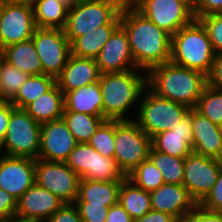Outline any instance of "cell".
<instances>
[{"instance_id": "cell-1", "label": "cell", "mask_w": 222, "mask_h": 222, "mask_svg": "<svg viewBox=\"0 0 222 222\" xmlns=\"http://www.w3.org/2000/svg\"><path fill=\"white\" fill-rule=\"evenodd\" d=\"M128 36L130 50L138 69L146 73L170 62L171 35L136 9L121 13V24Z\"/></svg>"}, {"instance_id": "cell-2", "label": "cell", "mask_w": 222, "mask_h": 222, "mask_svg": "<svg viewBox=\"0 0 222 222\" xmlns=\"http://www.w3.org/2000/svg\"><path fill=\"white\" fill-rule=\"evenodd\" d=\"M207 75L200 71L167 62L147 72V87L162 98L195 108L204 88Z\"/></svg>"}, {"instance_id": "cell-3", "label": "cell", "mask_w": 222, "mask_h": 222, "mask_svg": "<svg viewBox=\"0 0 222 222\" xmlns=\"http://www.w3.org/2000/svg\"><path fill=\"white\" fill-rule=\"evenodd\" d=\"M144 73L137 68L101 74L99 85L103 100V117L106 120H129L125 117L127 112L136 101L139 103L138 100L147 87V73Z\"/></svg>"}, {"instance_id": "cell-4", "label": "cell", "mask_w": 222, "mask_h": 222, "mask_svg": "<svg viewBox=\"0 0 222 222\" xmlns=\"http://www.w3.org/2000/svg\"><path fill=\"white\" fill-rule=\"evenodd\" d=\"M214 58L215 53L207 30L199 20L194 19L171 36L170 62L173 64L208 76Z\"/></svg>"}, {"instance_id": "cell-5", "label": "cell", "mask_w": 222, "mask_h": 222, "mask_svg": "<svg viewBox=\"0 0 222 222\" xmlns=\"http://www.w3.org/2000/svg\"><path fill=\"white\" fill-rule=\"evenodd\" d=\"M137 119L139 127L152 139L171 130L188 113L186 105L162 98L146 87L141 95Z\"/></svg>"}, {"instance_id": "cell-6", "label": "cell", "mask_w": 222, "mask_h": 222, "mask_svg": "<svg viewBox=\"0 0 222 222\" xmlns=\"http://www.w3.org/2000/svg\"><path fill=\"white\" fill-rule=\"evenodd\" d=\"M41 124L25 109L14 107L10 114L5 138L0 143V153L13 157L38 159Z\"/></svg>"}, {"instance_id": "cell-7", "label": "cell", "mask_w": 222, "mask_h": 222, "mask_svg": "<svg viewBox=\"0 0 222 222\" xmlns=\"http://www.w3.org/2000/svg\"><path fill=\"white\" fill-rule=\"evenodd\" d=\"M114 158L128 175L149 158L152 140L134 119L114 120Z\"/></svg>"}, {"instance_id": "cell-8", "label": "cell", "mask_w": 222, "mask_h": 222, "mask_svg": "<svg viewBox=\"0 0 222 222\" xmlns=\"http://www.w3.org/2000/svg\"><path fill=\"white\" fill-rule=\"evenodd\" d=\"M106 24H121V13L102 1L79 0L68 10L63 31L72 44L78 37Z\"/></svg>"}, {"instance_id": "cell-9", "label": "cell", "mask_w": 222, "mask_h": 222, "mask_svg": "<svg viewBox=\"0 0 222 222\" xmlns=\"http://www.w3.org/2000/svg\"><path fill=\"white\" fill-rule=\"evenodd\" d=\"M65 163L80 179L124 181L128 178L115 158L101 155L88 143H78Z\"/></svg>"}, {"instance_id": "cell-10", "label": "cell", "mask_w": 222, "mask_h": 222, "mask_svg": "<svg viewBox=\"0 0 222 222\" xmlns=\"http://www.w3.org/2000/svg\"><path fill=\"white\" fill-rule=\"evenodd\" d=\"M40 57L43 74L57 79L71 55V43L60 28H36L31 38Z\"/></svg>"}, {"instance_id": "cell-11", "label": "cell", "mask_w": 222, "mask_h": 222, "mask_svg": "<svg viewBox=\"0 0 222 222\" xmlns=\"http://www.w3.org/2000/svg\"><path fill=\"white\" fill-rule=\"evenodd\" d=\"M135 9L171 36L195 19L185 0H138Z\"/></svg>"}, {"instance_id": "cell-12", "label": "cell", "mask_w": 222, "mask_h": 222, "mask_svg": "<svg viewBox=\"0 0 222 222\" xmlns=\"http://www.w3.org/2000/svg\"><path fill=\"white\" fill-rule=\"evenodd\" d=\"M80 177L65 163L35 160V183L64 203H74L78 195Z\"/></svg>"}, {"instance_id": "cell-13", "label": "cell", "mask_w": 222, "mask_h": 222, "mask_svg": "<svg viewBox=\"0 0 222 222\" xmlns=\"http://www.w3.org/2000/svg\"><path fill=\"white\" fill-rule=\"evenodd\" d=\"M222 161L194 152L185 157L183 186L199 204L217 181Z\"/></svg>"}, {"instance_id": "cell-14", "label": "cell", "mask_w": 222, "mask_h": 222, "mask_svg": "<svg viewBox=\"0 0 222 222\" xmlns=\"http://www.w3.org/2000/svg\"><path fill=\"white\" fill-rule=\"evenodd\" d=\"M36 28L32 5L7 0L0 19V51L31 39Z\"/></svg>"}, {"instance_id": "cell-15", "label": "cell", "mask_w": 222, "mask_h": 222, "mask_svg": "<svg viewBox=\"0 0 222 222\" xmlns=\"http://www.w3.org/2000/svg\"><path fill=\"white\" fill-rule=\"evenodd\" d=\"M77 144L63 118L42 123L38 159L65 162Z\"/></svg>"}, {"instance_id": "cell-16", "label": "cell", "mask_w": 222, "mask_h": 222, "mask_svg": "<svg viewBox=\"0 0 222 222\" xmlns=\"http://www.w3.org/2000/svg\"><path fill=\"white\" fill-rule=\"evenodd\" d=\"M35 183V159L0 155V188L17 200Z\"/></svg>"}, {"instance_id": "cell-17", "label": "cell", "mask_w": 222, "mask_h": 222, "mask_svg": "<svg viewBox=\"0 0 222 222\" xmlns=\"http://www.w3.org/2000/svg\"><path fill=\"white\" fill-rule=\"evenodd\" d=\"M64 202L34 183L18 200L15 217L26 222H46Z\"/></svg>"}, {"instance_id": "cell-18", "label": "cell", "mask_w": 222, "mask_h": 222, "mask_svg": "<svg viewBox=\"0 0 222 222\" xmlns=\"http://www.w3.org/2000/svg\"><path fill=\"white\" fill-rule=\"evenodd\" d=\"M95 60L101 74L137 69L128 36L121 25L111 34Z\"/></svg>"}, {"instance_id": "cell-19", "label": "cell", "mask_w": 222, "mask_h": 222, "mask_svg": "<svg viewBox=\"0 0 222 222\" xmlns=\"http://www.w3.org/2000/svg\"><path fill=\"white\" fill-rule=\"evenodd\" d=\"M152 147L164 154L185 158L193 152L192 109L171 130L163 131L152 139Z\"/></svg>"}, {"instance_id": "cell-20", "label": "cell", "mask_w": 222, "mask_h": 222, "mask_svg": "<svg viewBox=\"0 0 222 222\" xmlns=\"http://www.w3.org/2000/svg\"><path fill=\"white\" fill-rule=\"evenodd\" d=\"M153 210L175 217L179 222L198 204L190 196L183 184H163L150 192Z\"/></svg>"}, {"instance_id": "cell-21", "label": "cell", "mask_w": 222, "mask_h": 222, "mask_svg": "<svg viewBox=\"0 0 222 222\" xmlns=\"http://www.w3.org/2000/svg\"><path fill=\"white\" fill-rule=\"evenodd\" d=\"M100 76L96 60L71 54L56 82L65 95L77 88L99 82Z\"/></svg>"}, {"instance_id": "cell-22", "label": "cell", "mask_w": 222, "mask_h": 222, "mask_svg": "<svg viewBox=\"0 0 222 222\" xmlns=\"http://www.w3.org/2000/svg\"><path fill=\"white\" fill-rule=\"evenodd\" d=\"M193 152L222 160V127L192 108Z\"/></svg>"}, {"instance_id": "cell-23", "label": "cell", "mask_w": 222, "mask_h": 222, "mask_svg": "<svg viewBox=\"0 0 222 222\" xmlns=\"http://www.w3.org/2000/svg\"><path fill=\"white\" fill-rule=\"evenodd\" d=\"M122 181H95L80 179L75 202H88V206L111 207L118 203Z\"/></svg>"}, {"instance_id": "cell-24", "label": "cell", "mask_w": 222, "mask_h": 222, "mask_svg": "<svg viewBox=\"0 0 222 222\" xmlns=\"http://www.w3.org/2000/svg\"><path fill=\"white\" fill-rule=\"evenodd\" d=\"M64 104V111L103 117V100L99 82L67 92L64 95Z\"/></svg>"}, {"instance_id": "cell-25", "label": "cell", "mask_w": 222, "mask_h": 222, "mask_svg": "<svg viewBox=\"0 0 222 222\" xmlns=\"http://www.w3.org/2000/svg\"><path fill=\"white\" fill-rule=\"evenodd\" d=\"M64 109V93L57 82L25 108L27 113L40 124L61 119Z\"/></svg>"}, {"instance_id": "cell-26", "label": "cell", "mask_w": 222, "mask_h": 222, "mask_svg": "<svg viewBox=\"0 0 222 222\" xmlns=\"http://www.w3.org/2000/svg\"><path fill=\"white\" fill-rule=\"evenodd\" d=\"M0 56L29 76L43 74L40 57L32 39L7 46L0 51Z\"/></svg>"}, {"instance_id": "cell-27", "label": "cell", "mask_w": 222, "mask_h": 222, "mask_svg": "<svg viewBox=\"0 0 222 222\" xmlns=\"http://www.w3.org/2000/svg\"><path fill=\"white\" fill-rule=\"evenodd\" d=\"M119 25L120 24H106L98 26L92 29L91 32L78 37L71 44V54L95 60L100 50Z\"/></svg>"}, {"instance_id": "cell-28", "label": "cell", "mask_w": 222, "mask_h": 222, "mask_svg": "<svg viewBox=\"0 0 222 222\" xmlns=\"http://www.w3.org/2000/svg\"><path fill=\"white\" fill-rule=\"evenodd\" d=\"M118 202L133 220L152 210L150 192L137 187L128 178L121 183Z\"/></svg>"}, {"instance_id": "cell-29", "label": "cell", "mask_w": 222, "mask_h": 222, "mask_svg": "<svg viewBox=\"0 0 222 222\" xmlns=\"http://www.w3.org/2000/svg\"><path fill=\"white\" fill-rule=\"evenodd\" d=\"M32 7L36 27L64 28L69 10L65 5L57 0H36Z\"/></svg>"}, {"instance_id": "cell-30", "label": "cell", "mask_w": 222, "mask_h": 222, "mask_svg": "<svg viewBox=\"0 0 222 222\" xmlns=\"http://www.w3.org/2000/svg\"><path fill=\"white\" fill-rule=\"evenodd\" d=\"M55 83L56 79L49 75H30L10 103L16 108L25 109L31 102L47 92Z\"/></svg>"}, {"instance_id": "cell-31", "label": "cell", "mask_w": 222, "mask_h": 222, "mask_svg": "<svg viewBox=\"0 0 222 222\" xmlns=\"http://www.w3.org/2000/svg\"><path fill=\"white\" fill-rule=\"evenodd\" d=\"M62 118L78 143H88L98 127L106 120L104 117L72 111H64Z\"/></svg>"}, {"instance_id": "cell-32", "label": "cell", "mask_w": 222, "mask_h": 222, "mask_svg": "<svg viewBox=\"0 0 222 222\" xmlns=\"http://www.w3.org/2000/svg\"><path fill=\"white\" fill-rule=\"evenodd\" d=\"M149 158L162 172L165 184H183L185 158L170 156L150 149Z\"/></svg>"}, {"instance_id": "cell-33", "label": "cell", "mask_w": 222, "mask_h": 222, "mask_svg": "<svg viewBox=\"0 0 222 222\" xmlns=\"http://www.w3.org/2000/svg\"><path fill=\"white\" fill-rule=\"evenodd\" d=\"M29 75L17 69L0 56V89L4 101H11Z\"/></svg>"}, {"instance_id": "cell-34", "label": "cell", "mask_w": 222, "mask_h": 222, "mask_svg": "<svg viewBox=\"0 0 222 222\" xmlns=\"http://www.w3.org/2000/svg\"><path fill=\"white\" fill-rule=\"evenodd\" d=\"M194 109L222 127V90L207 84Z\"/></svg>"}, {"instance_id": "cell-35", "label": "cell", "mask_w": 222, "mask_h": 222, "mask_svg": "<svg viewBox=\"0 0 222 222\" xmlns=\"http://www.w3.org/2000/svg\"><path fill=\"white\" fill-rule=\"evenodd\" d=\"M128 179L137 187L145 191H153L164 184L162 172L155 166L150 158L142 161L132 172Z\"/></svg>"}, {"instance_id": "cell-36", "label": "cell", "mask_w": 222, "mask_h": 222, "mask_svg": "<svg viewBox=\"0 0 222 222\" xmlns=\"http://www.w3.org/2000/svg\"><path fill=\"white\" fill-rule=\"evenodd\" d=\"M88 144L101 155L114 158V120H105L89 139Z\"/></svg>"}, {"instance_id": "cell-37", "label": "cell", "mask_w": 222, "mask_h": 222, "mask_svg": "<svg viewBox=\"0 0 222 222\" xmlns=\"http://www.w3.org/2000/svg\"><path fill=\"white\" fill-rule=\"evenodd\" d=\"M198 20L207 30L215 55L222 54V14L205 15Z\"/></svg>"}, {"instance_id": "cell-38", "label": "cell", "mask_w": 222, "mask_h": 222, "mask_svg": "<svg viewBox=\"0 0 222 222\" xmlns=\"http://www.w3.org/2000/svg\"><path fill=\"white\" fill-rule=\"evenodd\" d=\"M82 222H105L109 207L88 206V202H74Z\"/></svg>"}, {"instance_id": "cell-39", "label": "cell", "mask_w": 222, "mask_h": 222, "mask_svg": "<svg viewBox=\"0 0 222 222\" xmlns=\"http://www.w3.org/2000/svg\"><path fill=\"white\" fill-rule=\"evenodd\" d=\"M199 205L209 211L222 212V164L216 183Z\"/></svg>"}, {"instance_id": "cell-40", "label": "cell", "mask_w": 222, "mask_h": 222, "mask_svg": "<svg viewBox=\"0 0 222 222\" xmlns=\"http://www.w3.org/2000/svg\"><path fill=\"white\" fill-rule=\"evenodd\" d=\"M181 222H222V212L209 211L198 204Z\"/></svg>"}, {"instance_id": "cell-41", "label": "cell", "mask_w": 222, "mask_h": 222, "mask_svg": "<svg viewBox=\"0 0 222 222\" xmlns=\"http://www.w3.org/2000/svg\"><path fill=\"white\" fill-rule=\"evenodd\" d=\"M46 222H82L74 203H64Z\"/></svg>"}, {"instance_id": "cell-42", "label": "cell", "mask_w": 222, "mask_h": 222, "mask_svg": "<svg viewBox=\"0 0 222 222\" xmlns=\"http://www.w3.org/2000/svg\"><path fill=\"white\" fill-rule=\"evenodd\" d=\"M193 14L197 20L205 15L222 14V0H195Z\"/></svg>"}, {"instance_id": "cell-43", "label": "cell", "mask_w": 222, "mask_h": 222, "mask_svg": "<svg viewBox=\"0 0 222 222\" xmlns=\"http://www.w3.org/2000/svg\"><path fill=\"white\" fill-rule=\"evenodd\" d=\"M16 210L17 199L0 188V220L14 218Z\"/></svg>"}, {"instance_id": "cell-44", "label": "cell", "mask_w": 222, "mask_h": 222, "mask_svg": "<svg viewBox=\"0 0 222 222\" xmlns=\"http://www.w3.org/2000/svg\"><path fill=\"white\" fill-rule=\"evenodd\" d=\"M207 78L209 85L222 90V54L215 55L211 72Z\"/></svg>"}, {"instance_id": "cell-45", "label": "cell", "mask_w": 222, "mask_h": 222, "mask_svg": "<svg viewBox=\"0 0 222 222\" xmlns=\"http://www.w3.org/2000/svg\"><path fill=\"white\" fill-rule=\"evenodd\" d=\"M15 106L10 101L0 102V143L5 138L10 114Z\"/></svg>"}, {"instance_id": "cell-46", "label": "cell", "mask_w": 222, "mask_h": 222, "mask_svg": "<svg viewBox=\"0 0 222 222\" xmlns=\"http://www.w3.org/2000/svg\"><path fill=\"white\" fill-rule=\"evenodd\" d=\"M105 222H133V219L118 202L117 204L109 207V212Z\"/></svg>"}, {"instance_id": "cell-47", "label": "cell", "mask_w": 222, "mask_h": 222, "mask_svg": "<svg viewBox=\"0 0 222 222\" xmlns=\"http://www.w3.org/2000/svg\"><path fill=\"white\" fill-rule=\"evenodd\" d=\"M133 222H179L175 217L168 213L151 210L141 218L134 219Z\"/></svg>"}, {"instance_id": "cell-48", "label": "cell", "mask_w": 222, "mask_h": 222, "mask_svg": "<svg viewBox=\"0 0 222 222\" xmlns=\"http://www.w3.org/2000/svg\"><path fill=\"white\" fill-rule=\"evenodd\" d=\"M98 1H102L104 3L112 5L120 13L130 9H135L138 4V0H98Z\"/></svg>"}, {"instance_id": "cell-49", "label": "cell", "mask_w": 222, "mask_h": 222, "mask_svg": "<svg viewBox=\"0 0 222 222\" xmlns=\"http://www.w3.org/2000/svg\"><path fill=\"white\" fill-rule=\"evenodd\" d=\"M57 1L65 5L68 9L74 7L79 2V0H57Z\"/></svg>"}, {"instance_id": "cell-50", "label": "cell", "mask_w": 222, "mask_h": 222, "mask_svg": "<svg viewBox=\"0 0 222 222\" xmlns=\"http://www.w3.org/2000/svg\"><path fill=\"white\" fill-rule=\"evenodd\" d=\"M0 222H26L25 220L19 219V218H11V219H4L0 220Z\"/></svg>"}, {"instance_id": "cell-51", "label": "cell", "mask_w": 222, "mask_h": 222, "mask_svg": "<svg viewBox=\"0 0 222 222\" xmlns=\"http://www.w3.org/2000/svg\"><path fill=\"white\" fill-rule=\"evenodd\" d=\"M11 1L20 2V3H27V4L32 5L36 0H11Z\"/></svg>"}, {"instance_id": "cell-52", "label": "cell", "mask_w": 222, "mask_h": 222, "mask_svg": "<svg viewBox=\"0 0 222 222\" xmlns=\"http://www.w3.org/2000/svg\"><path fill=\"white\" fill-rule=\"evenodd\" d=\"M7 0H0V19H1V16H2V13H3V9L5 7V2Z\"/></svg>"}, {"instance_id": "cell-53", "label": "cell", "mask_w": 222, "mask_h": 222, "mask_svg": "<svg viewBox=\"0 0 222 222\" xmlns=\"http://www.w3.org/2000/svg\"><path fill=\"white\" fill-rule=\"evenodd\" d=\"M187 1L192 7L194 6L195 0H185Z\"/></svg>"}, {"instance_id": "cell-54", "label": "cell", "mask_w": 222, "mask_h": 222, "mask_svg": "<svg viewBox=\"0 0 222 222\" xmlns=\"http://www.w3.org/2000/svg\"><path fill=\"white\" fill-rule=\"evenodd\" d=\"M1 101H4L3 99H2V97H1V89H0V102Z\"/></svg>"}]
</instances>
